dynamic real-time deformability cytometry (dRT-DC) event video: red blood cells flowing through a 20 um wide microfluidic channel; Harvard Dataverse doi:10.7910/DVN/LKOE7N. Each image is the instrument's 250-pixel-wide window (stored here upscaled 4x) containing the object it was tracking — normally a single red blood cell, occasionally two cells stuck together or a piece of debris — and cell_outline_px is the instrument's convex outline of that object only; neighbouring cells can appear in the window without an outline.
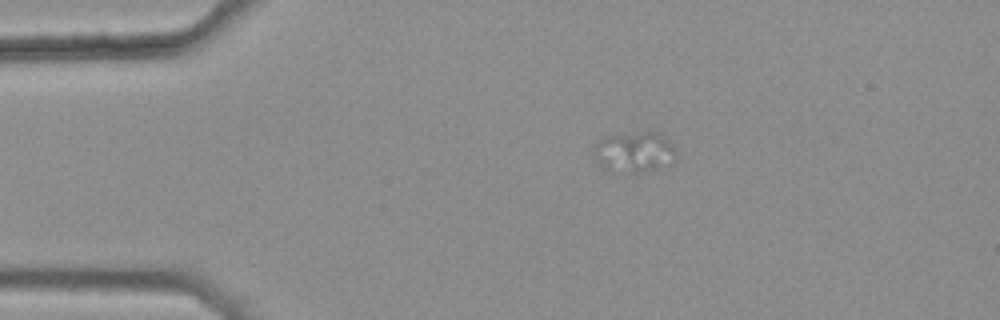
{"species": "common noctule bat (a hibernating species)", "species_latin": "Nyctalus noctula", "temperature_condition": "warm", "stored_images_in_passage": 6, "camera_frame_rate_fps": 3000, "um_per_image_px": 0.085, "animal": {"sex": "female", "body_mass_g": 25.1}, "frame": {"image": 1, "passage_image": 3, "time_ms": 0.667, "image_size_px": [1000, 320], "cell_outline_px": [[676, 160], [656, 168], [636, 172], [632, 172], [600, 168], [596, 156], [596, 144], [604, 136], [644, 132], [652, 132], [668, 140], [676, 156]], "centroid_in_image_um": [53.89, 12.92], "position_along_channel_um": 31.1, "area_um2": 18.5}}
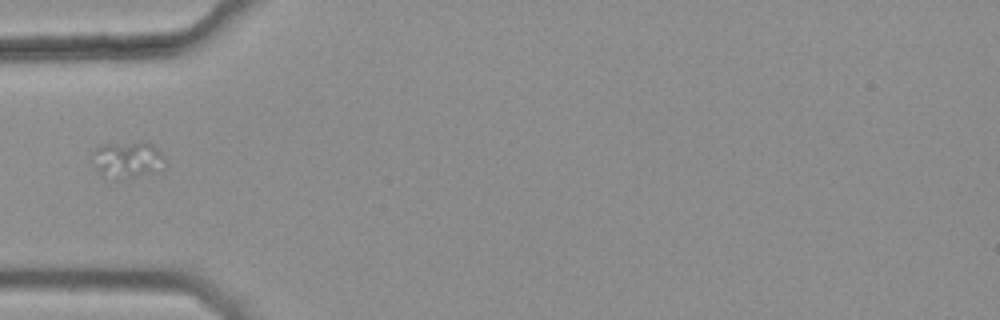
{"frame": {"image": 2, "passage_image": 5, "time_ms": 1.333, "image_size_px": [1000, 320], "cell_outline_px": [[164, 168], [160, 172], [116, 180], [100, 172], [96, 168], [92, 152], [100, 144], [144, 140], [152, 144], [164, 156]], "centroid_in_image_um": [10.89, 13.54], "position_along_channel_um": 74.1, "area_um2": 15.84}}